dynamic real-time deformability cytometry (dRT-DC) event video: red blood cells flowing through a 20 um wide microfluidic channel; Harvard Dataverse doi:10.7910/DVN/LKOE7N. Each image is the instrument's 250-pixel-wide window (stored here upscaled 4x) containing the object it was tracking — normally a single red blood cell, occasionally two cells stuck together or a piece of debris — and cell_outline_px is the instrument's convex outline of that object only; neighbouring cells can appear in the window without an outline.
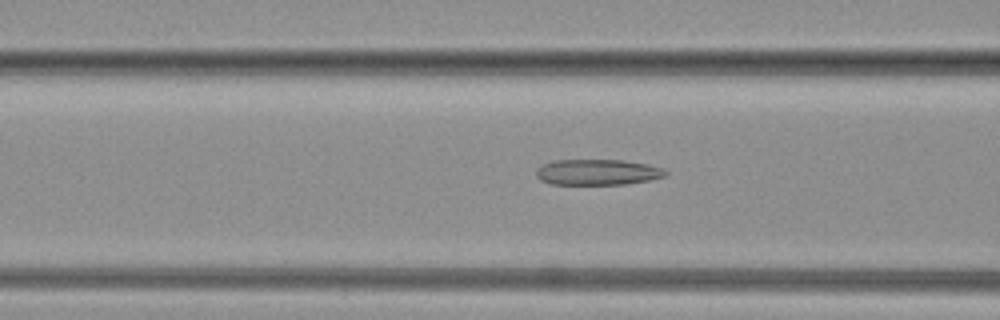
{"species": "common noctule bat (a hibernating species)", "species_latin": "Nyctalus noctula", "temperature_condition": "warm", "stored_images_in_passage": 72, "camera_frame_rate_fps": 3000, "um_per_image_px": 0.085, "animal": {"sex": "female", "body_mass_g": 19.3, "forearm_length_mm": 54.1}, "frame": {"image": 1, "passage_image": 23, "time_ms": 7.333, "image_size_px": [1000, 320], "cell_outline_px": [[668, 172], [664, 176], [652, 180], [628, 184], [548, 184], [540, 180], [536, 176], [536, 168], [544, 164], [556, 160], [624, 160], [648, 164], [664, 168]], "centroid_in_image_um": [50.81, 14.64], "position_along_channel_um": 115.8, "area_um2": 19.59}}
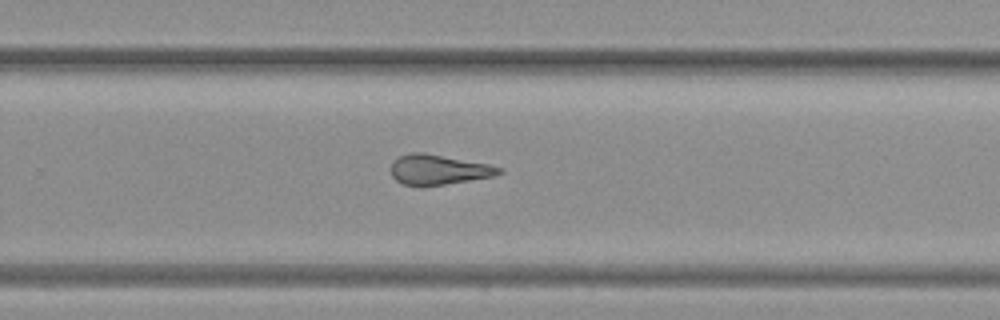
{"frame": {"image": 2, "passage_image": 44, "time_ms": 14.333, "image_size_px": [1000, 320], "cell_outline_px": [[504, 172], [496, 176], [420, 188], [404, 184], [396, 180], [392, 176], [392, 164], [400, 156], [412, 152], [424, 152], [488, 164], [500, 168]], "centroid_in_image_um": [37.28, 14.44], "position_along_channel_um": 292.5, "area_um2": 19.02}}
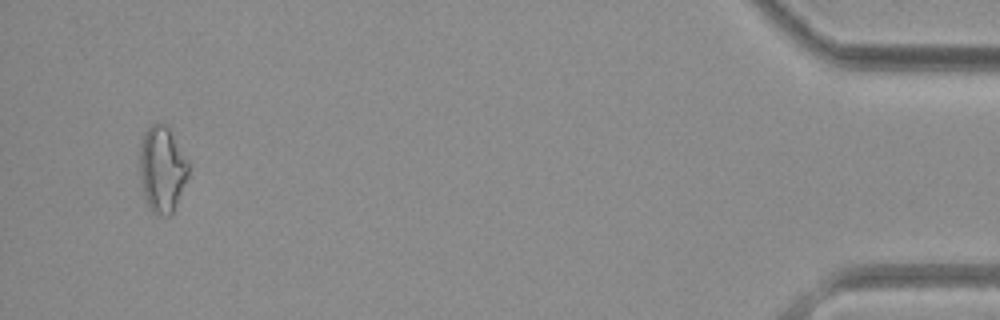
{"frame": {"image": 3, "passage_image": 69, "time_ms": 22.667, "image_size_px": [1000, 320], "cell_outline_px": [[188, 176], [172, 216], [160, 216], [152, 212], [144, 196], [140, 176], [140, 144], [144, 132], [152, 124], [168, 124], [188, 160]], "centroid_in_image_um": [13.79, 14.38], "position_along_channel_um": 421.4, "area_um2": 24.68}}